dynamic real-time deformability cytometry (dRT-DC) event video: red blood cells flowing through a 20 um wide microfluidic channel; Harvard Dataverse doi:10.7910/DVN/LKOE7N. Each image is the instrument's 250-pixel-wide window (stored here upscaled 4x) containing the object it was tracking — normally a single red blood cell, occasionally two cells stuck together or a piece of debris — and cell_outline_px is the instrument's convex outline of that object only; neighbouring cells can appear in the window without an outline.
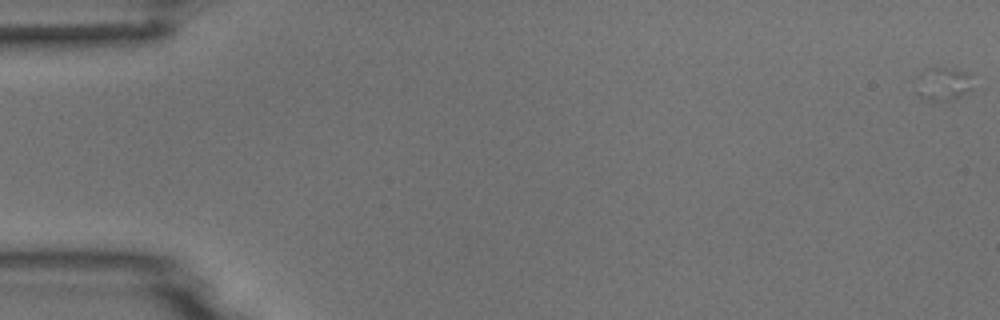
{"species": "common noctule bat (a hibernating species)", "species_latin": "Nyctalus noctula", "temperature_condition": "room temperature", "stored_images_in_passage": 4, "camera_frame_rate_fps": 3000, "um_per_image_px": 0.085, "animal": {"sex": "male", "body_mass_g": 18.8}, "frame": {"image": 1, "passage_image": 2, "time_ms": 0.333, "image_size_px": [1000, 320], "cell_outline_px": [[972, 88], [956, 100], [944, 104], [940, 104], [920, 96], [916, 92], [920, 72], [924, 68], [948, 68], [968, 72], [972, 76]], "centroid_in_image_um": [80.19, 7.18], "position_along_channel_um": 4.8, "area_um2": 11.44}}